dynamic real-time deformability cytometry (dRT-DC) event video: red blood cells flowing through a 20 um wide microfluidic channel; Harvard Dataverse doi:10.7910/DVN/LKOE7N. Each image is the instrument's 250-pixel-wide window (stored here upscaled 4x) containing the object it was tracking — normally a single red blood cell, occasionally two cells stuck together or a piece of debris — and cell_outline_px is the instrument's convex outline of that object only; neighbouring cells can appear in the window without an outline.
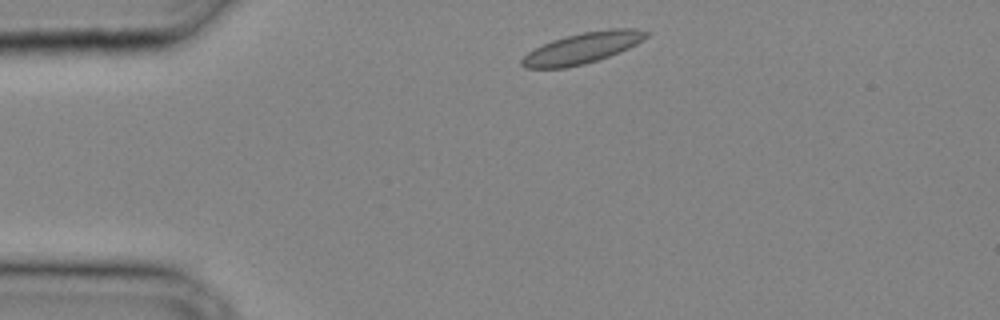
{"species": "common noctule bat (a hibernating species)", "species_latin": "Nyctalus noctula", "temperature_condition": "cold", "stored_images_in_passage": 24, "camera_frame_rate_fps": 3000, "um_per_image_px": 0.085, "animal": {"sex": "male", "body_mass_g": 20.4}, "frame": {"image": 1, "passage_image": 2, "time_ms": 0.333, "image_size_px": [1000, 320], "cell_outline_px": [[652, 32], [644, 40], [620, 52], [584, 64], [564, 68], [524, 68], [520, 64], [520, 60], [528, 52], [552, 40], [584, 32], [612, 28], [640, 28]], "centroid_in_image_um": [49.56, 4.07], "position_along_channel_um": 35.4, "area_um2": 22.37}}
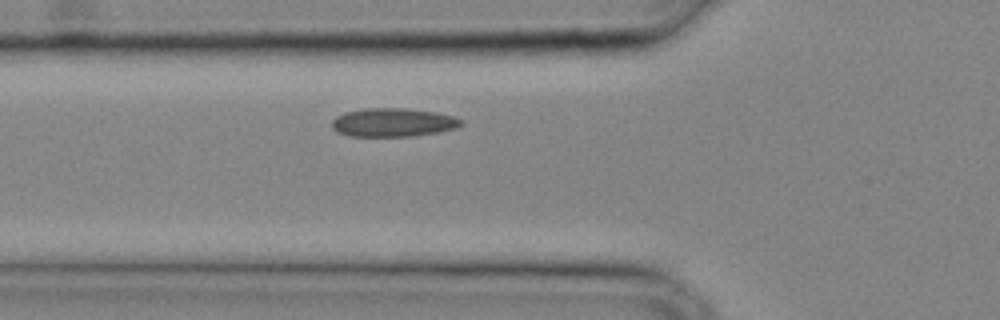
{"frame": {"image": 2, "passage_image": 7, "time_ms": 2.0, "image_size_px": [1000, 320], "cell_outline_px": [[464, 124], [456, 128], [436, 132], [408, 136], [348, 136], [336, 132], [332, 128], [332, 120], [336, 116], [344, 112], [364, 108], [404, 108], [436, 112], [452, 116], [460, 120]], "centroid_in_image_um": [33.35, 10.4], "position_along_channel_um": 92.5, "area_um2": 21.44}}
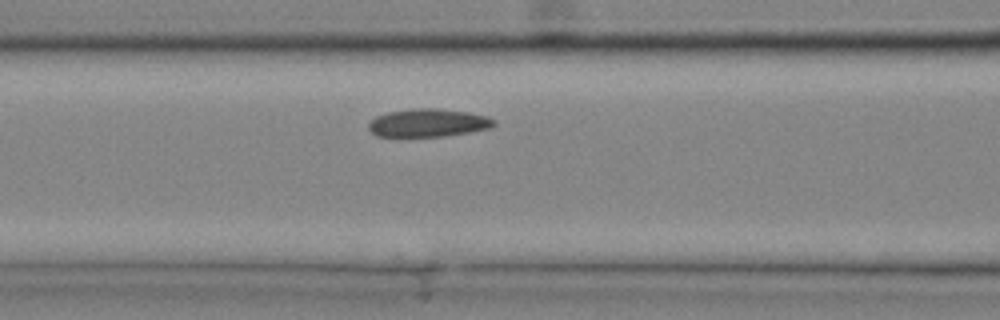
{"frame": {"image": 3, "passage_image": 9, "time_ms": 2.667, "image_size_px": [1000, 320], "cell_outline_px": [[496, 124], [492, 128], [444, 136], [376, 136], [368, 128], [368, 120], [376, 116], [388, 112], [416, 108], [436, 108], [468, 112], [488, 116], [496, 120]], "centroid_in_image_um": [36.4, 10.43], "position_along_channel_um": 130.2, "area_um2": 20.58}}